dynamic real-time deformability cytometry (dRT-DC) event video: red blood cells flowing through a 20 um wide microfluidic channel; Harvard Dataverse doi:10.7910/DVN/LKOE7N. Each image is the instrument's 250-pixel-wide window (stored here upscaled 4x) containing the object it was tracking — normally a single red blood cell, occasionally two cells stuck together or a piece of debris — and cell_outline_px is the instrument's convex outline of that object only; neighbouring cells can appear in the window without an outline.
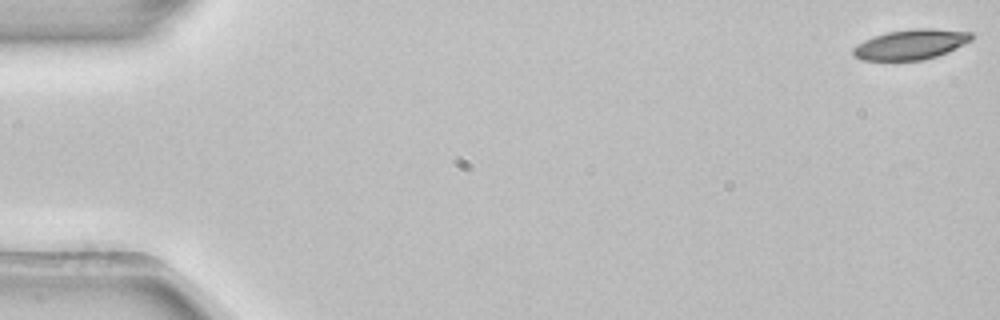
{"species": "common noctule bat (a hibernating species)", "species_latin": "Nyctalus noctula", "temperature_condition": "room temperature", "stored_images_in_passage": 4, "camera_frame_rate_fps": 3000, "um_per_image_px": 0.085, "animal": {"sex": "female", "body_mass_g": 22.7, "forearm_length_mm": 54.2}, "frame": {"image": 1, "passage_image": 1, "time_ms": 0.0, "image_size_px": [1000, 320], "cell_outline_px": [[972, 40], [948, 52], [924, 60], [860, 60], [852, 52], [852, 48], [864, 40], [888, 32], [916, 28], [928, 28], [972, 32]], "centroid_in_image_um": [77.43, 3.78], "position_along_channel_um": 7.6, "area_um2": 20.58}}